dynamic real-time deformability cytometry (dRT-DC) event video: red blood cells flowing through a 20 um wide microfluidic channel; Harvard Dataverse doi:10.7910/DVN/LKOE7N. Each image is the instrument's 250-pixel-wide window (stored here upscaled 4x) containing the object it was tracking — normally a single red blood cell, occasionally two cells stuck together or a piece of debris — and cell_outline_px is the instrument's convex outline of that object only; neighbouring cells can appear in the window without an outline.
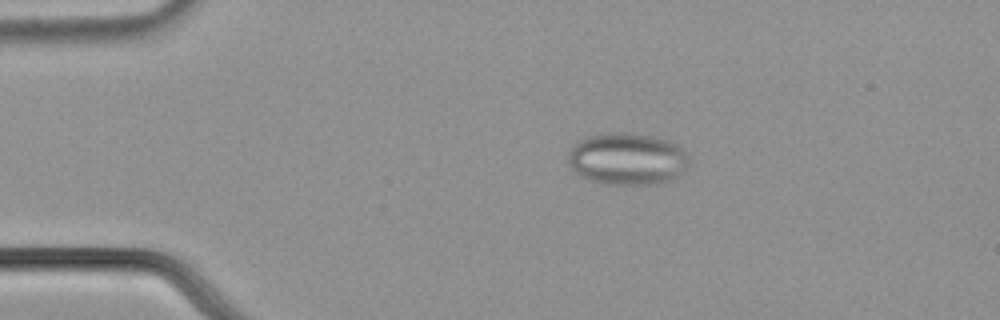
{"species": "common noctule bat (a hibernating species)", "species_latin": "Nyctalus noctula", "temperature_condition": "cold", "stored_images_in_passage": 46, "camera_frame_rate_fps": 3000, "um_per_image_px": 0.085, "animal": {"sex": "male", "body_mass_g": 21.5, "forearm_length_mm": 52.0}, "frame": {"image": 1, "passage_image": 1, "time_ms": 0.0, "image_size_px": [1000, 320], "cell_outline_px": [[688, 160], [684, 168], [672, 180], [656, 184], [604, 184], [588, 180], [580, 176], [568, 164], [568, 152], [572, 144], [576, 140], [588, 136], [644, 136], [664, 140], [676, 144], [688, 156]], "centroid_in_image_um": [53.25, 13.57], "position_along_channel_um": 31.8, "area_um2": 35.43}}
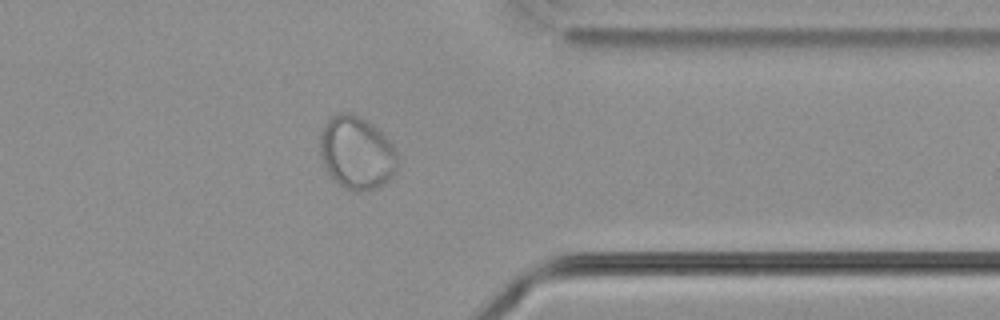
{"frame": {"image": 2, "passage_image": 35, "time_ms": 11.333, "image_size_px": [1000, 320], "cell_outline_px": [[396, 172], [384, 184], [372, 188], [356, 192], [344, 188], [324, 168], [320, 152], [320, 136], [324, 124], [336, 112], [348, 112], [372, 124], [392, 144], [396, 152]], "centroid_in_image_um": [30.29, 12.98], "position_along_channel_um": 381.1, "area_um2": 32.54}}
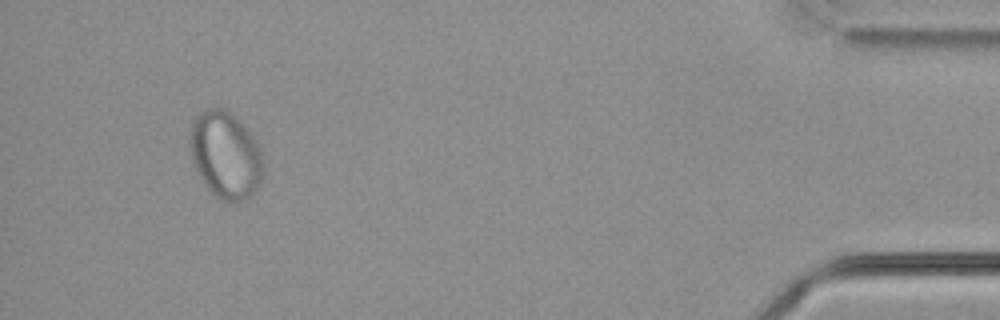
{"frame": {"image": 3, "passage_image": 43, "time_ms": 14.0, "image_size_px": [1000, 320], "cell_outline_px": [[264, 172], [260, 184], [256, 192], [240, 200], [224, 200], [216, 196], [208, 188], [200, 176], [192, 160], [188, 136], [192, 124], [196, 116], [204, 108], [228, 108], [236, 116], [256, 140], [264, 164]], "centroid_in_image_um": [19.17, 13.12], "position_along_channel_um": 416.0, "area_um2": 37.22}}